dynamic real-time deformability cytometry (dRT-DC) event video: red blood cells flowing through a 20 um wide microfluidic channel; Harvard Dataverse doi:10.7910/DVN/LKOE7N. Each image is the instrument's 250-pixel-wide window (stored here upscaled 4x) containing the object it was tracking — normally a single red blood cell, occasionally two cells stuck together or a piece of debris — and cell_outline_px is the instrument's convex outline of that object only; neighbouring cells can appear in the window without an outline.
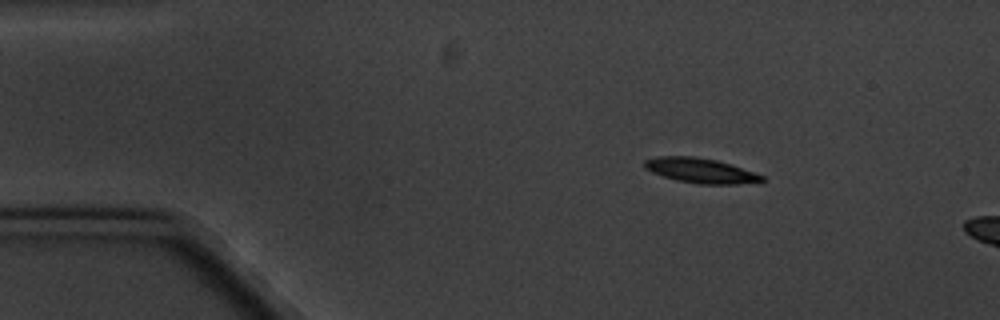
{"species": "common noctule bat (a hibernating species)", "species_latin": "Nyctalus noctula", "temperature_condition": "cold", "stored_images_in_passage": 3, "camera_frame_rate_fps": 3000, "um_per_image_px": 0.085, "animal": {"sex": "male", "body_mass_g": 20.1, "forearm_length_mm": 53.5}, "frame": {"image": 1, "passage_image": 1, "time_ms": 0.0, "image_size_px": [1000, 320], "cell_outline_px": [[764, 180], [760, 184], [696, 184], [676, 180], [652, 172], [644, 168], [644, 160], [656, 156], [696, 156], [716, 160], [764, 176]], "centroid_in_image_um": [59.56, 14.51], "position_along_channel_um": 25.4, "area_um2": 17.11}}